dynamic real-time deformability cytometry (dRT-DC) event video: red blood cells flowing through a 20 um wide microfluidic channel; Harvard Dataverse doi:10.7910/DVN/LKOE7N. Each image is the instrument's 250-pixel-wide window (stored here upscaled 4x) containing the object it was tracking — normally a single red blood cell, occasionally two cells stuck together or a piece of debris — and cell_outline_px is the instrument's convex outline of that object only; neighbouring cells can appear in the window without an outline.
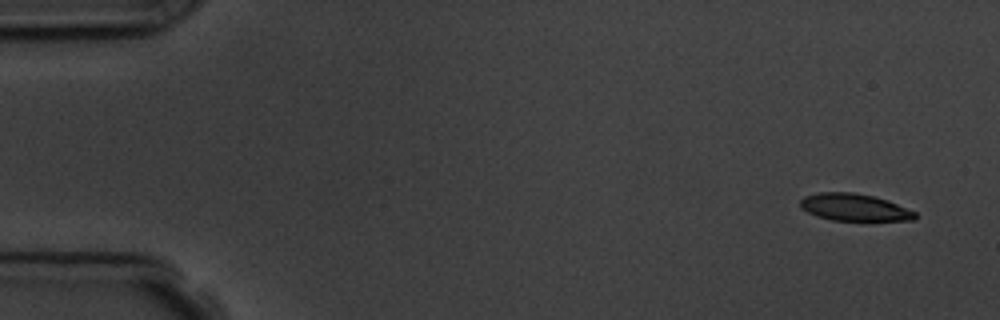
{"species": "common noctule bat (a hibernating species)", "species_latin": "Nyctalus noctula", "temperature_condition": "room temperature", "stored_images_in_passage": 5, "camera_frame_rate_fps": 3000, "um_per_image_px": 0.085, "animal": {"sex": "male", "body_mass_g": 19.5, "forearm_length_mm": 54.6}, "frame": {"image": 1, "passage_image": 1, "time_ms": 0.0, "image_size_px": [1000, 320], "cell_outline_px": [[916, 220], [832, 220], [816, 216], [800, 208], [800, 200], [804, 196], [820, 192], [852, 192], [872, 196], [888, 200], [916, 212]], "centroid_in_image_um": [72.59, 17.62], "position_along_channel_um": 12.4, "area_um2": 18.09}}
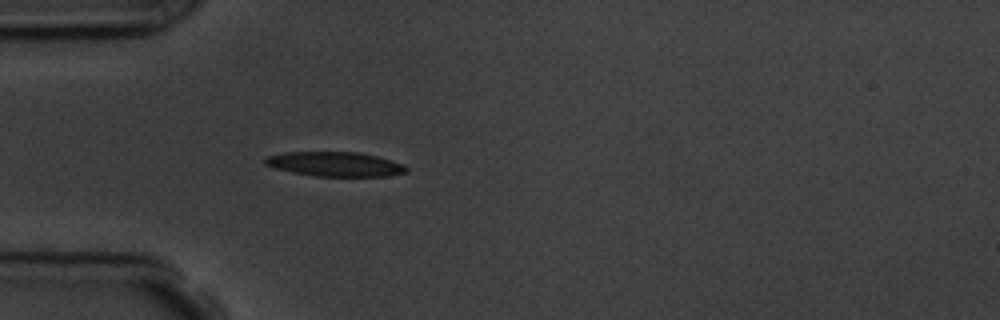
{"frame": {"image": 2, "passage_image": 5, "time_ms": 4.333, "image_size_px": [1000, 320], "cell_outline_px": [[408, 172], [388, 176], [316, 176], [292, 172], [276, 168], [264, 164], [264, 156], [284, 152], [360, 152], [376, 156], [404, 164], [408, 168]], "centroid_in_image_um": [28.47, 13.94], "position_along_channel_um": 56.5, "area_um2": 20.23}}